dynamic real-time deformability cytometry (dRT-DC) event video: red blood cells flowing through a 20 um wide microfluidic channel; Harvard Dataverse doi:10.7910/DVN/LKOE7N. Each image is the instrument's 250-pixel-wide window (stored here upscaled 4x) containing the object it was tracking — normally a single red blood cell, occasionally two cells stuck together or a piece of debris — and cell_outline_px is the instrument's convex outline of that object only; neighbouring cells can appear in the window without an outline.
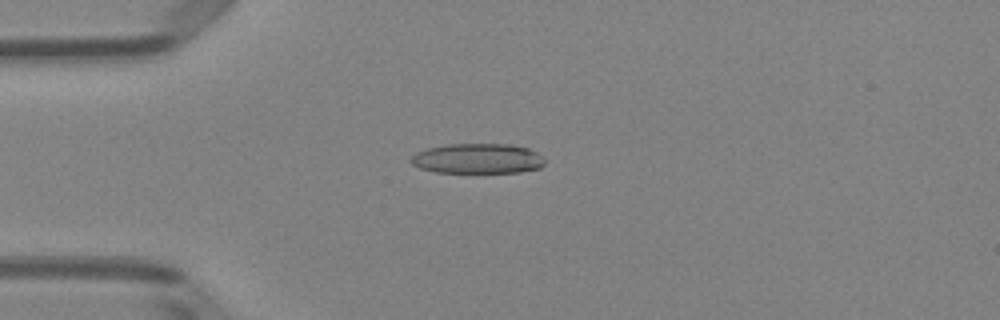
{"species": "Egyptian fruit bat (a non-hibernating species)", "species_latin": "Rousettus aegyptiacus", "temperature_condition": "room temperature", "stored_images_in_passage": 49, "camera_frame_rate_fps": 3000, "um_per_image_px": 0.085, "animal": {"sex": "female"}, "frame": {"image": 1, "passage_image": 12, "time_ms": 3.667, "image_size_px": [1000, 320], "cell_outline_px": [[544, 164], [540, 168], [520, 172], [436, 172], [420, 168], [412, 164], [408, 160], [416, 152], [424, 148], [448, 144], [508, 144], [528, 148], [536, 152], [544, 160]], "centroid_in_image_um": [40.55, 13.47], "position_along_channel_um": 44.4, "area_um2": 23.47}}
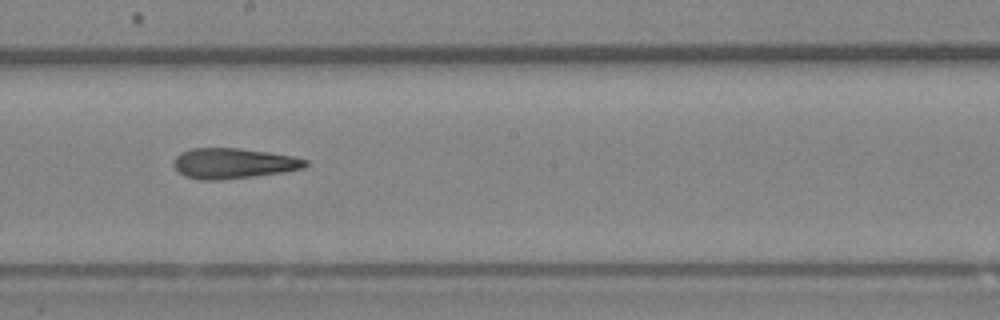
{"frame": {"image": 2, "passage_image": 27, "time_ms": 8.667, "image_size_px": [1000, 320], "cell_outline_px": [[308, 164], [304, 168], [284, 172], [256, 176], [220, 180], [200, 180], [184, 176], [172, 164], [172, 160], [180, 152], [192, 148], [240, 148], [268, 152], [292, 156], [308, 160]], "centroid_in_image_um": [19.82, 13.89], "position_along_channel_um": 228.4, "area_um2": 23.52}}
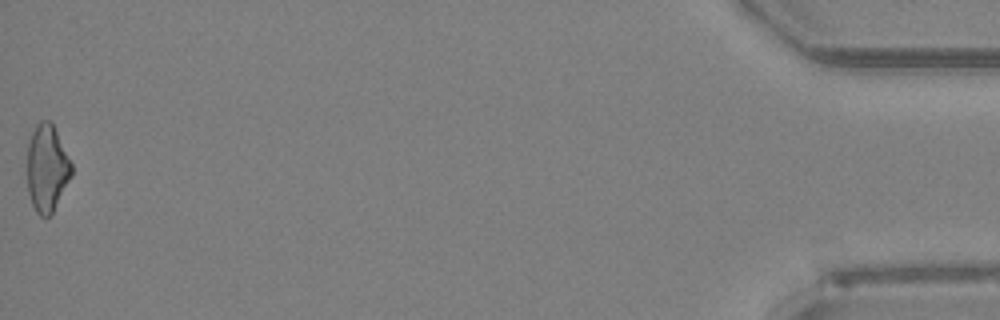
{"frame": {"image": 3, "passage_image": 49, "time_ms": 16.0, "image_size_px": [1000, 320], "cell_outline_px": [[72, 176], [52, 212], [48, 216], [40, 216], [36, 212], [32, 204], [28, 192], [28, 144], [32, 132], [36, 124], [40, 120], [48, 120], [52, 124], [72, 164]], "centroid_in_image_um": [3.99, 14.3], "position_along_channel_um": 431.2, "area_um2": 22.14}}